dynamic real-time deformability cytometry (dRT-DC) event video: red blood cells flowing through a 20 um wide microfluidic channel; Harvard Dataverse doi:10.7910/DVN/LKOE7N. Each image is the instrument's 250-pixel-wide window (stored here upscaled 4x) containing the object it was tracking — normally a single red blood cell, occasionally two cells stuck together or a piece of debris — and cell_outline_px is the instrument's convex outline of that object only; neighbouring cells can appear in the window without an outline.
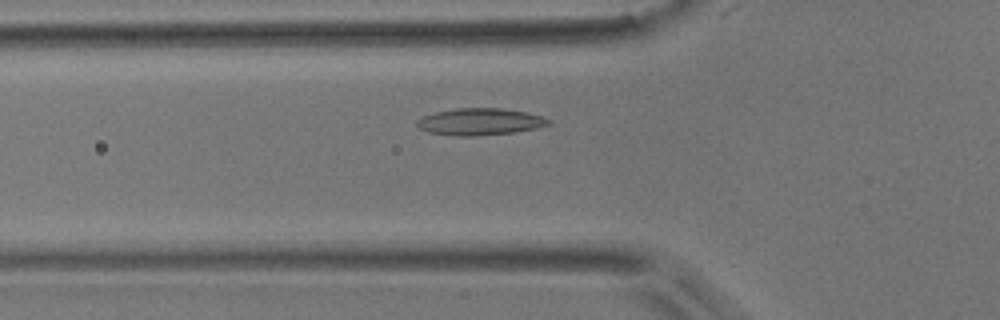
{"species": "common noctule bat (a hibernating species)", "species_latin": "Nyctalus noctula", "temperature_condition": "room temperature", "stored_images_in_passage": 46, "camera_frame_rate_fps": 3000, "um_per_image_px": 0.085, "animal": {"sex": "male", "body_mass_g": 17.9}, "frame": {"image": 1, "passage_image": 12, "time_ms": 3.667, "image_size_px": [1000, 320], "cell_outline_px": [[552, 124], [536, 128], [516, 132], [476, 136], [456, 136], [428, 132], [420, 128], [416, 124], [416, 120], [424, 116], [436, 112], [456, 108], [500, 108], [524, 112], [540, 116], [552, 120]], "centroid_in_image_um": [40.81, 10.35], "position_along_channel_um": 85.0, "area_um2": 20.58}}
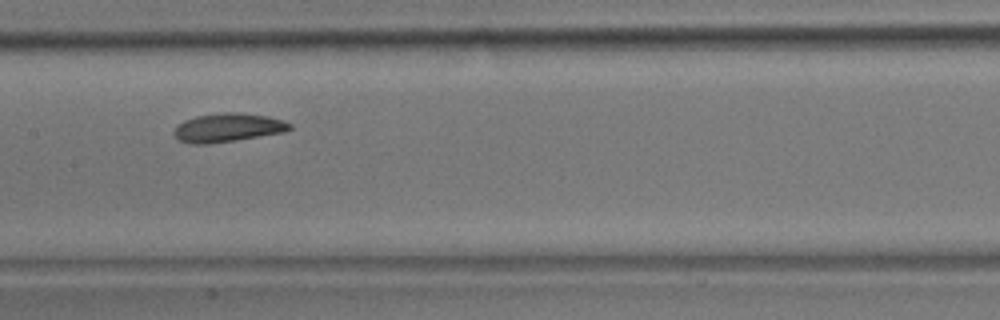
{"frame": {"image": 2, "passage_image": 20, "time_ms": 6.333, "image_size_px": [1000, 320], "cell_outline_px": [[292, 128], [284, 132], [236, 140], [208, 144], [188, 144], [180, 140], [172, 132], [184, 120], [196, 116], [224, 112], [236, 112], [268, 116], [284, 120], [292, 124]], "centroid_in_image_um": [19.39, 10.85], "position_along_channel_um": 188.0, "area_um2": 19.31}}
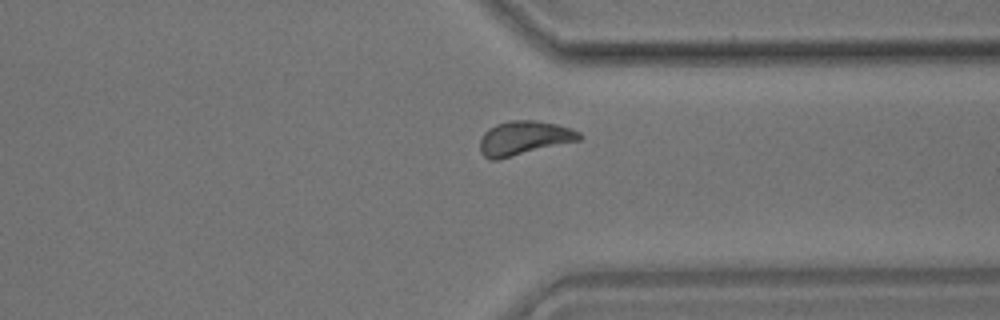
{"frame": {"image": 3, "passage_image": 34, "time_ms": 11.0, "image_size_px": [1000, 320], "cell_outline_px": [[584, 136], [580, 140], [496, 160], [488, 160], [480, 152], [480, 140], [484, 132], [488, 128], [496, 124], [508, 120], [532, 120], [556, 124], [572, 128], [580, 132]], "centroid_in_image_um": [44.53, 11.73], "position_along_channel_um": 366.9, "area_um2": 19.83}, "authors_computed_cell_mechanics": {"area_um2": 19.1029, "velocity_mm_per_s": 3.8427, "shape_relaxation_time_tau1_ms": 5.0635, "shape_relaxation_time_tau2_ms": 3.3178, "deformation_change_tau1": 0.0963, "deformation_change_tau2": 0.0868}}